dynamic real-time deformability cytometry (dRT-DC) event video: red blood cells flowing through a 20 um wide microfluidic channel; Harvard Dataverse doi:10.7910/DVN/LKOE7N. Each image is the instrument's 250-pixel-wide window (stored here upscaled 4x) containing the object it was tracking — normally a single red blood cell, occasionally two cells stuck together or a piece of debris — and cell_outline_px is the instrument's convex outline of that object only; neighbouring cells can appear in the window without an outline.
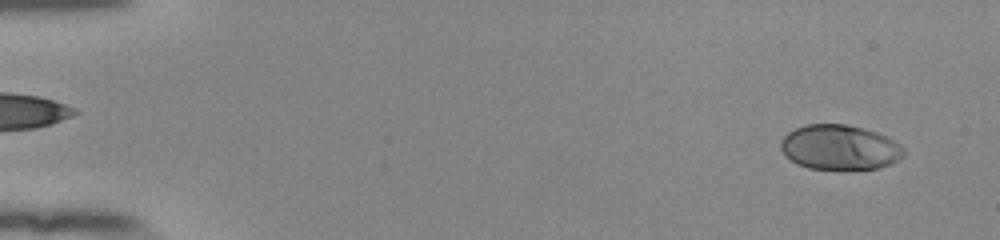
{"species": "human", "species_latin": "Homo sapiens", "temperature_condition": "room temperature", "stored_images_in_passage": 16, "camera_frame_rate_fps": 3000, "um_per_image_px": 0.085, "donor": {"sex": "female"}, "frame": {"image": 1, "passage_image": 3, "time_ms": 0.667, "image_size_px": [1000, 240], "cell_outline_px": [[904, 156], [900, 160], [892, 164], [880, 168], [808, 168], [796, 164], [784, 156], [780, 148], [780, 140], [788, 132], [804, 124], [844, 124], [864, 128], [876, 132], [900, 144], [904, 148]], "centroid_in_image_um": [71.35, 12.52], "position_along_channel_um": 13.6, "area_um2": 32.25}}